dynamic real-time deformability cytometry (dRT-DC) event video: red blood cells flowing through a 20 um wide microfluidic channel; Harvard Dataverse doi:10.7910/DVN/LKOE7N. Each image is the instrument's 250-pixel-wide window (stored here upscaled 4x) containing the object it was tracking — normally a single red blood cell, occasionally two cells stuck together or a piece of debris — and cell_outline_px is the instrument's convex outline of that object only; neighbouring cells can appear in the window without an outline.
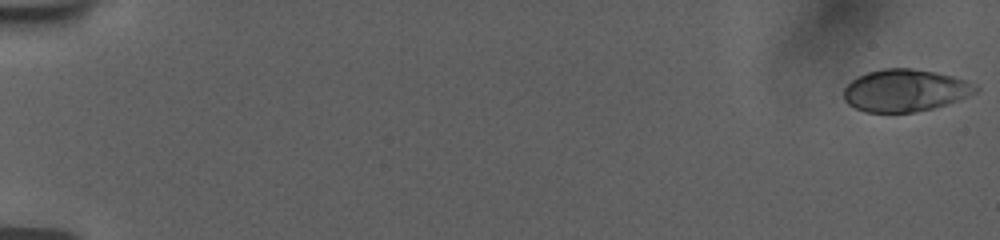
{"species": "human", "species_latin": "Homo sapiens", "temperature_condition": "room temperature", "stored_images_in_passage": 56, "camera_frame_rate_fps": 3000, "um_per_image_px": 0.085, "donor": {"sex": "female"}, "frame": {"image": 1, "passage_image": 1, "time_ms": 0.0, "image_size_px": [1000, 240], "cell_outline_px": [[980, 88], [976, 92], [968, 96], [932, 108], [916, 112], [864, 112], [848, 104], [844, 100], [844, 88], [856, 76], [868, 72], [884, 68], [908, 68], [936, 72], [952, 76], [964, 80]], "centroid_in_image_um": [76.89, 7.68], "position_along_channel_um": 8.1, "area_um2": 32.19}}
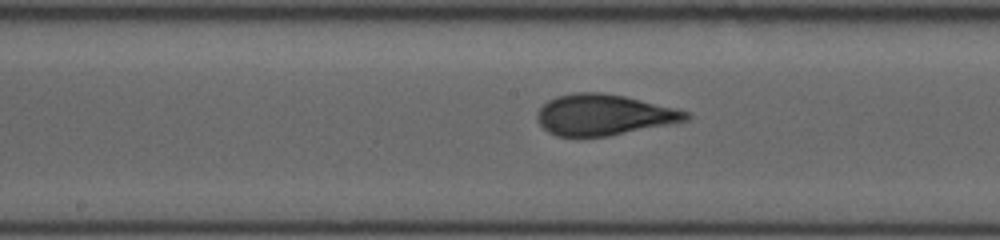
{"frame": {"image": 2, "passage_image": 31, "time_ms": 10.0, "image_size_px": [1000, 240], "cell_outline_px": [[692, 116], [688, 120], [608, 136], [556, 136], [548, 132], [540, 124], [536, 116], [540, 108], [548, 100], [556, 96], [572, 92], [604, 92], [624, 96], [676, 108], [688, 112]], "centroid_in_image_um": [51.31, 9.75], "position_along_channel_um": 196.9, "area_um2": 35.32}}
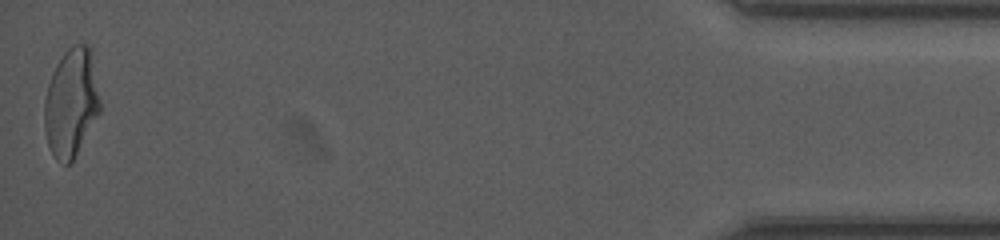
{"frame": {"image": 3, "passage_image": 56, "time_ms": 18.333, "image_size_px": [1000, 240], "cell_outline_px": [[100, 112], [72, 160], [68, 164], [64, 164], [56, 160], [48, 144], [44, 128], [44, 100], [48, 84], [52, 72], [56, 64], [64, 52], [72, 44], [88, 44], [92, 48], [100, 100]], "centroid_in_image_um": [6.05, 8.67], "position_along_channel_um": 429.1, "area_um2": 35.32}, "authors_computed_cell_mechanics": {"area_um2": 34.5933, "velocity_mm_per_s": 3.7572, "shape_relaxation_time_tau1_ms": 7.5329, "shape_relaxation_time_tau2_ms": null, "deformation_change_tau1": 0.2481, "deformation_change_tau2": null}}